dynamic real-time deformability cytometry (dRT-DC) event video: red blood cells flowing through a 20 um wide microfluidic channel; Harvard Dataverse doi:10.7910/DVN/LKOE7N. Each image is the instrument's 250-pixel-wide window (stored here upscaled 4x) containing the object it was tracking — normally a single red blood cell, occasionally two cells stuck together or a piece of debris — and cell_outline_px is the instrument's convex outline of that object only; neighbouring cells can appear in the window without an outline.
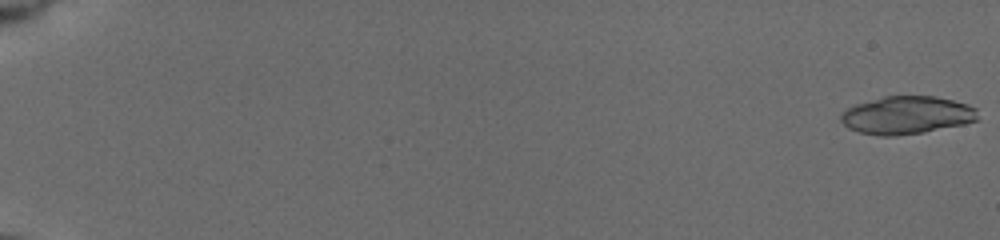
{"species": "common noctule bat (a hibernating species)", "species_latin": "Nyctalus noctula", "temperature_condition": "cold", "stored_images_in_passage": 13, "camera_frame_rate_fps": 3000, "um_per_image_px": 0.085, "animal": {"sex": "female", "body_mass_g": 19.5, "forearm_length_mm": 54.1}, "frame": {"image": 1, "passage_image": 1, "time_ms": 0.0, "image_size_px": [1000, 240], "cell_outline_px": [[980, 120], [964, 124], [924, 132], [896, 136], [880, 136], [860, 132], [848, 128], [840, 120], [840, 112], [856, 104], [884, 96], [936, 96], [968, 104], [976, 108]], "centroid_in_image_um": [77.09, 9.79], "position_along_channel_um": 7.9, "area_um2": 30.4}}